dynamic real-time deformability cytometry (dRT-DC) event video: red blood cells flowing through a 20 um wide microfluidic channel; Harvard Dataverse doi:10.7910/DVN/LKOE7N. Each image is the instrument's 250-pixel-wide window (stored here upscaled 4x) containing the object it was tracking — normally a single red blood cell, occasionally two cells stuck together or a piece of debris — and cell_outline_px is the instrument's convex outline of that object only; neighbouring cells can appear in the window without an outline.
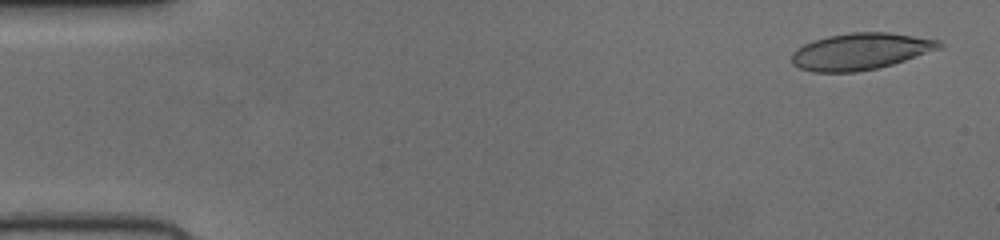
{"species": "human", "species_latin": "Homo sapiens", "temperature_condition": "cold", "stored_images_in_passage": 52, "segment_of_instrument_passage": [1, 2], "camera_frame_rate_fps": 3000, "um_per_image_px": 0.085, "donor": {"sex": "female"}, "frame": {"image": 1, "passage_image": 2, "time_ms": 0.333, "image_size_px": [1000, 240], "cell_outline_px": [[944, 44], [940, 48], [892, 64], [876, 68], [856, 72], [812, 72], [800, 68], [792, 64], [792, 52], [796, 48], [812, 40], [828, 36], [852, 32], [888, 32], [940, 40]], "centroid_in_image_um": [73.1, 4.36], "position_along_channel_um": 11.9, "area_um2": 31.39}}
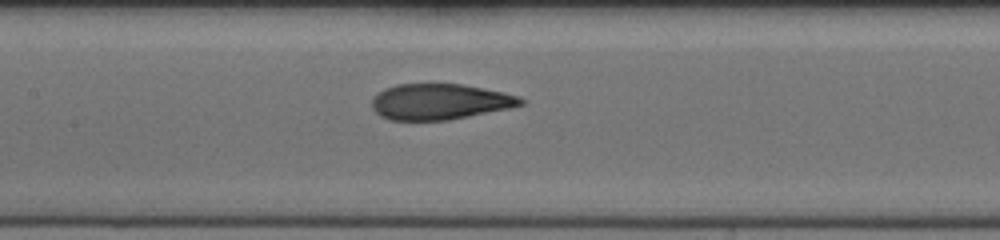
{"frame": {"image": 2, "passage_image": 24, "time_ms": 7.667, "image_size_px": [1000, 240], "cell_outline_px": [[524, 104], [508, 108], [448, 120], [388, 120], [380, 116], [372, 108], [372, 96], [384, 88], [396, 84], [460, 84], [484, 88], [504, 92], [520, 96], [524, 100]], "centroid_in_image_um": [37.34, 8.64], "position_along_channel_um": 170.1, "area_um2": 31.1}}
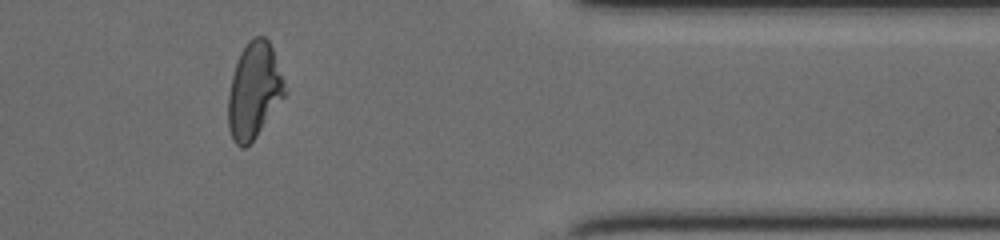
{"frame": {"image": 3, "passage_image": 42, "time_ms": 13.667, "image_size_px": [1000, 240], "cell_outline_px": [[288, 92], [256, 136], [244, 148], [240, 148], [232, 140], [228, 128], [228, 92], [232, 76], [240, 52], [248, 40], [256, 36], [264, 36], [268, 40], [272, 48]], "centroid_in_image_um": [21.58, 7.71], "position_along_channel_um": 389.8, "area_um2": 31.62}}